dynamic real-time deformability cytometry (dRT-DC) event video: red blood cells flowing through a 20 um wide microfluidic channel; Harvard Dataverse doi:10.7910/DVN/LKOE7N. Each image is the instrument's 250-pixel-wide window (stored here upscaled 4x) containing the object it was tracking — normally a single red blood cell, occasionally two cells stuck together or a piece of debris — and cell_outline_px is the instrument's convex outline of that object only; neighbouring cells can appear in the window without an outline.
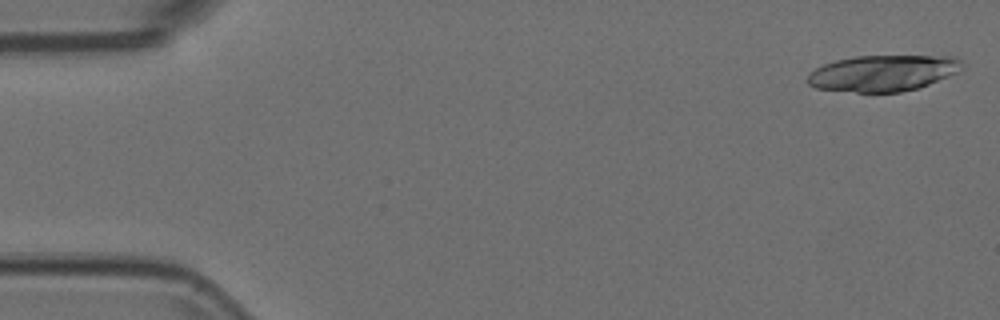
{"species": "Egyptian fruit bat (a non-hibernating species)", "species_latin": "Rousettus aegyptiacus", "temperature_condition": "room temperature", "stored_images_in_passage": 17, "camera_frame_rate_fps": 3000, "um_per_image_px": 0.085, "animal": {"sex": "female"}, "frame": {"image": 1, "passage_image": 1, "time_ms": 0.0, "image_size_px": [1000, 320], "cell_outline_px": [[964, 64], [956, 72], [948, 76], [920, 88], [900, 92], [856, 92], [816, 88], [808, 84], [808, 76], [816, 68], [824, 64], [836, 60], [856, 56], [956, 56]], "centroid_in_image_um": [75.07, 6.21], "position_along_channel_um": 9.9, "area_um2": 32.37}}
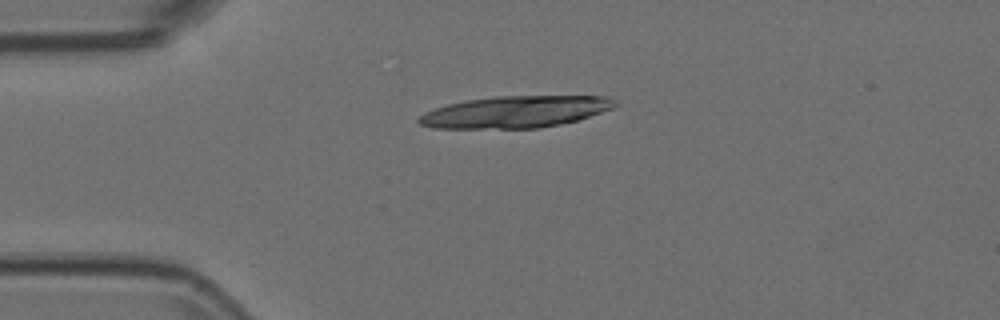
{"frame": {"image": 2, "passage_image": 12, "time_ms": 3.667, "image_size_px": [1000, 320], "cell_outline_px": [[620, 104], [612, 108], [576, 120], [560, 124], [540, 128], [432, 128], [420, 124], [416, 120], [424, 112], [448, 104], [464, 100], [496, 96], [604, 96], [616, 100]], "centroid_in_image_um": [43.78, 9.5], "position_along_channel_um": 41.2, "area_um2": 36.18}}